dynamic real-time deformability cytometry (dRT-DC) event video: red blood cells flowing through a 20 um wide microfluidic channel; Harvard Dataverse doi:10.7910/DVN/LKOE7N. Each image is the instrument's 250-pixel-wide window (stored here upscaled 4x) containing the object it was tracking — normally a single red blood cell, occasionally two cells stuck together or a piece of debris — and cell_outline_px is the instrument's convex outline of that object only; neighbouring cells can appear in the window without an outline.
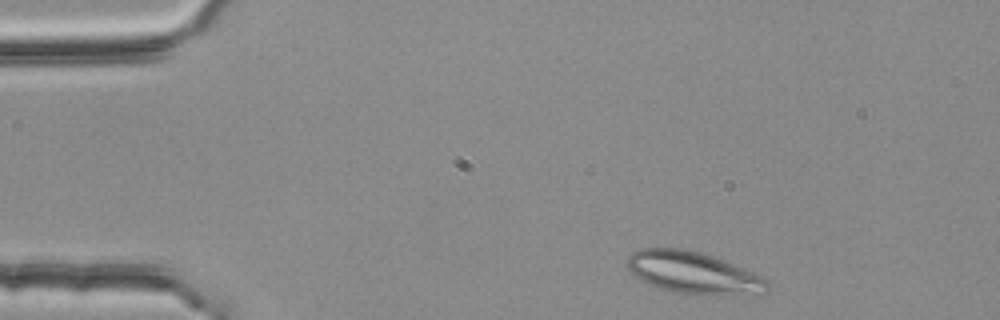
{"species": "common noctule bat (a hibernating species)", "species_latin": "Nyctalus noctula", "temperature_condition": "room temperature", "stored_images_in_passage": 43, "camera_frame_rate_fps": 3000, "um_per_image_px": 0.085, "animal": {"sex": "female", "body_mass_g": 25.1}, "frame": {"image": 1, "passage_image": 2, "time_ms": 0.333, "image_size_px": [1000, 320], "cell_outline_px": [[772, 284], [768, 292], [732, 296], [696, 296], [668, 292], [648, 284], [632, 276], [628, 268], [628, 256], [632, 252], [640, 248], [684, 248], [700, 252], [724, 260], [752, 272], [768, 280]], "centroid_in_image_um": [58.94, 23.23], "position_along_channel_um": 26.1, "area_um2": 35.32}}
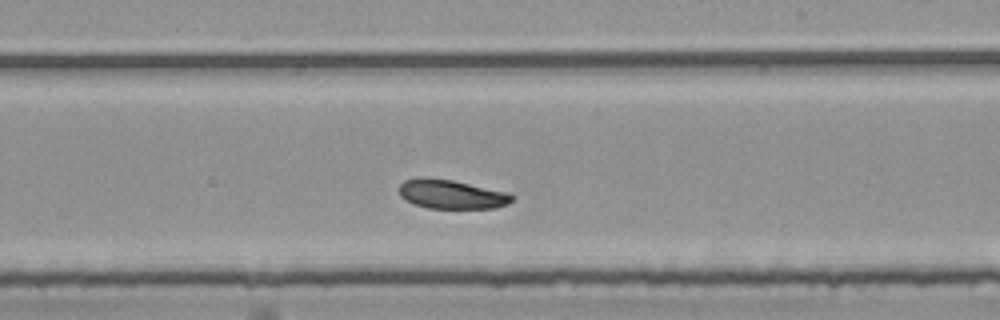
{"frame": {"image": 2, "passage_image": 26, "time_ms": 8.333, "image_size_px": [1000, 320], "cell_outline_px": [[516, 196], [508, 204], [496, 208], [428, 208], [412, 204], [400, 196], [400, 184], [404, 180], [452, 180], [512, 192]], "centroid_in_image_um": [38.5, 16.55], "position_along_channel_um": 250.5, "area_um2": 18.84}}
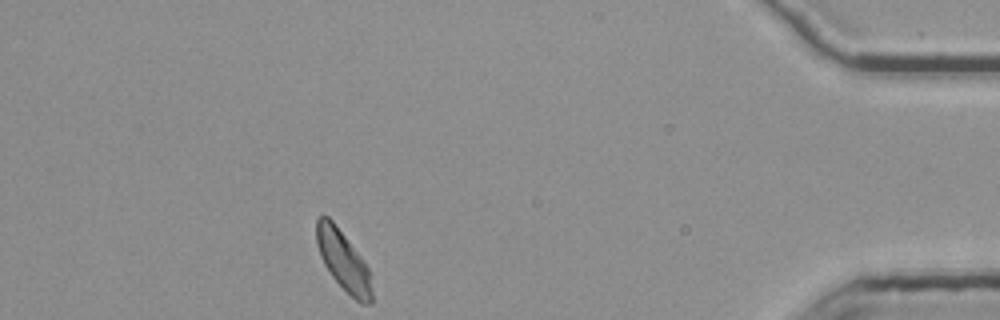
{"frame": {"image": 3, "passage_image": 43, "time_ms": 14.0, "image_size_px": [1000, 320], "cell_outline_px": [[372, 304], [360, 304], [332, 276], [324, 264], [320, 256], [316, 244], [316, 220], [320, 216], [328, 216], [332, 220], [364, 260], [368, 268], [372, 292]], "centroid_in_image_um": [29.17, 22.15], "position_along_channel_um": 406.0, "area_um2": 19.07}, "authors_computed_cell_mechanics": {"area_um2": 19.9988, "velocity_mm_per_s": 3.7034, "shape_relaxation_time_tau1_ms": 2.8266, "shape_relaxation_time_tau2_ms": 5.3906, "deformation_change_tau1": 0.1131, "deformation_change_tau2": 0.0486}}